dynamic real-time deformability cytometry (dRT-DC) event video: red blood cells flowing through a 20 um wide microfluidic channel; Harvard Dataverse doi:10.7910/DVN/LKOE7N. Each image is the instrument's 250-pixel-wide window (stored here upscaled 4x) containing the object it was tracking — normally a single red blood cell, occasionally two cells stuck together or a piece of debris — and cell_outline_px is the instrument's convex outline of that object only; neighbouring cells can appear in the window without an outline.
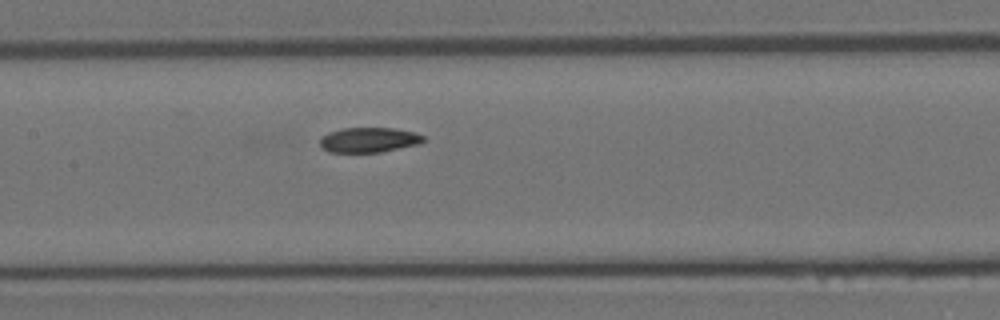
{"species": "Egyptian fruit bat (a non-hibernating species)", "species_latin": "Rousettus aegyptiacus", "temperature_condition": "room temperature", "stored_images_in_passage": 41, "camera_frame_rate_fps": 3000, "um_per_image_px": 0.085, "animal": {"sex": "female"}, "frame": {"image": 1, "passage_image": 22, "time_ms": 7.0, "image_size_px": [1000, 320], "cell_outline_px": [[424, 140], [420, 144], [380, 152], [328, 152], [320, 148], [320, 140], [328, 132], [344, 128], [396, 128], [416, 132], [424, 136]], "centroid_in_image_um": [31.37, 11.89], "position_along_channel_um": 176.0, "area_um2": 15.14}}
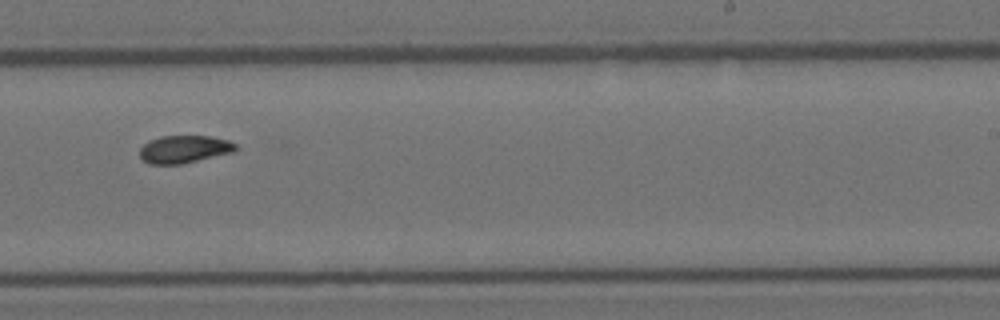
{"frame": {"image": 2, "passage_image": 29, "time_ms": 9.333, "image_size_px": [1000, 320], "cell_outline_px": [[236, 148], [232, 152], [180, 164], [148, 164], [140, 156], [140, 148], [148, 140], [160, 136], [212, 136], [228, 140], [236, 144]], "centroid_in_image_um": [15.62, 12.67], "position_along_channel_um": 273.4, "area_um2": 15.32}}
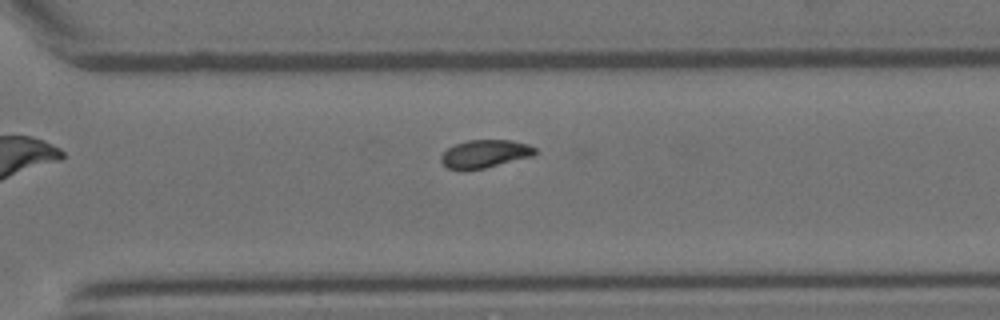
{"frame": {"image": 3, "passage_image": 33, "time_ms": 10.667, "image_size_px": [1000, 320], "cell_outline_px": [[536, 152], [532, 156], [484, 168], [448, 168], [440, 160], [440, 156], [448, 148], [456, 144], [468, 140], [512, 140], [528, 144], [536, 148]], "centroid_in_image_um": [41.24, 13.04], "position_along_channel_um": 329.4, "area_um2": 14.91}, "authors_computed_cell_mechanics": {"area_um2": 15.606, "velocity_mm_per_s": 4.1628, "shape_relaxation_time_tau1_ms": 0.1915, "shape_relaxation_time_tau2_ms": null, "deformation_change_tau1": 0.2474, "deformation_change_tau2": null}}